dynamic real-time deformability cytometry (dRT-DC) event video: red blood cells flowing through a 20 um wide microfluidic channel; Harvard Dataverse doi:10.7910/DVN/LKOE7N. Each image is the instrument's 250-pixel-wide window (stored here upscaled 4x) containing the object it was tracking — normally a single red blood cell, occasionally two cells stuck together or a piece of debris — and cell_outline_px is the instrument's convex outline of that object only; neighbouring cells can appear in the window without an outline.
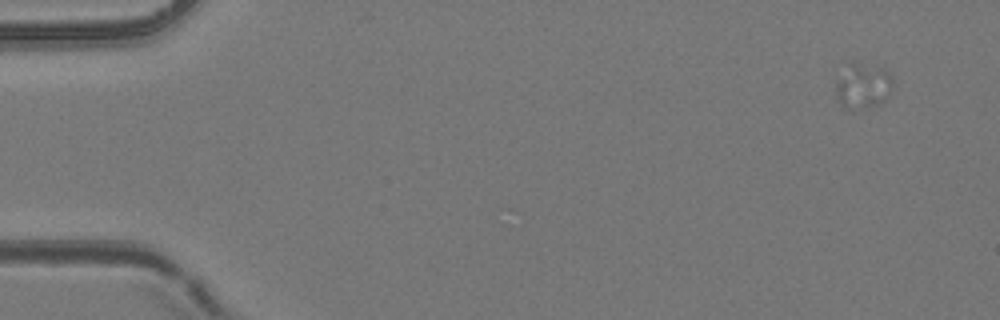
{"species": "common noctule bat (a hibernating species)", "species_latin": "Nyctalus noctula", "temperature_condition": "room temperature", "stored_images_in_passage": 5, "camera_frame_rate_fps": 3000, "um_per_image_px": 0.085, "animal": {"sex": "female", "body_mass_g": 24.6, "forearm_length_mm": 56.2}, "frame": {"image": 1, "passage_image": 2, "time_ms": 0.333, "image_size_px": [1000, 320], "cell_outline_px": [[892, 88], [884, 100], [876, 104], [852, 108], [844, 108], [840, 104], [836, 92], [836, 84], [852, 60], [856, 60], [884, 68], [892, 76]], "centroid_in_image_um": [73.37, 7.24], "position_along_channel_um": 11.6, "area_um2": 14.68}}